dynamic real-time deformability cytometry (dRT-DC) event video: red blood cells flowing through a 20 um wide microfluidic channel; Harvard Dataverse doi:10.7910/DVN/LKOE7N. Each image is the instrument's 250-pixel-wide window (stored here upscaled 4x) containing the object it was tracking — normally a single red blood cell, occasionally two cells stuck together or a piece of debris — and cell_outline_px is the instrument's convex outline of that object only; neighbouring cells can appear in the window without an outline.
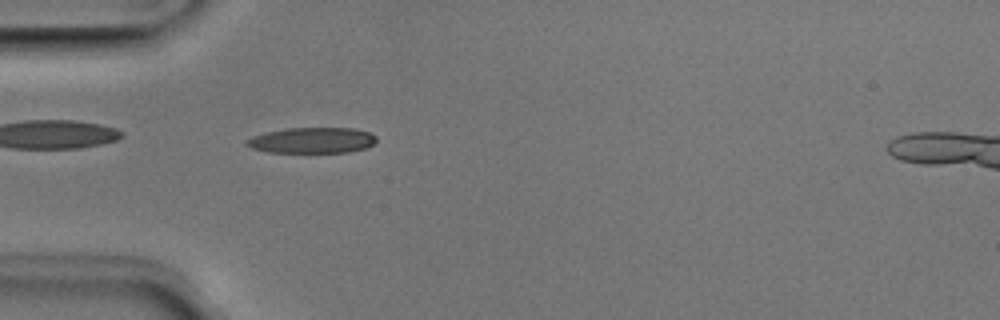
{"species": "Egyptian fruit bat (a non-hibernating species)", "species_latin": "Rousettus aegyptiacus", "temperature_condition": "room temperature", "stored_images_in_passage": 50, "camera_frame_rate_fps": 3000, "um_per_image_px": 0.085, "animal": {"sex": "male"}, "frame": {"image": 1, "passage_image": 15, "time_ms": 4.667, "image_size_px": [1000, 320], "cell_outline_px": [[376, 140], [372, 144], [364, 148], [348, 152], [268, 152], [252, 148], [244, 144], [244, 140], [252, 136], [268, 132], [288, 128], [356, 128], [368, 132], [376, 136]], "centroid_in_image_um": [26.5, 11.92], "position_along_channel_um": 58.5, "area_um2": 19.36}}
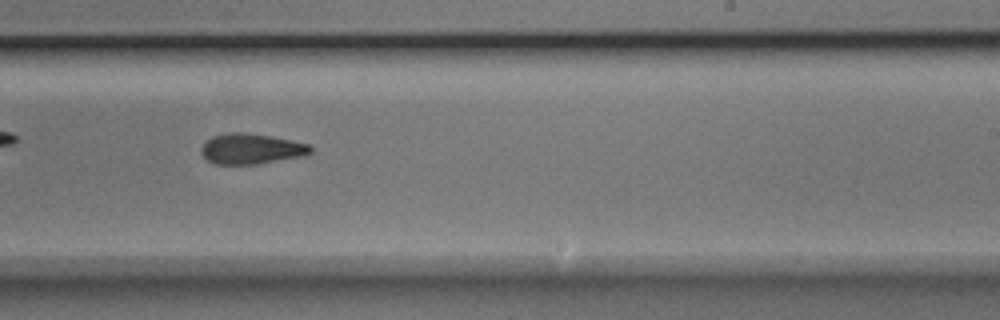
{"frame": {"image": 2, "passage_image": 31, "time_ms": 10.0, "image_size_px": [1000, 320], "cell_outline_px": [[312, 152], [304, 156], [256, 164], [212, 164], [200, 152], [200, 148], [212, 136], [228, 132], [240, 132], [272, 136], [292, 140], [308, 144], [312, 148]], "centroid_in_image_um": [21.35, 12.65], "position_along_channel_um": 267.6, "area_um2": 19.42}}
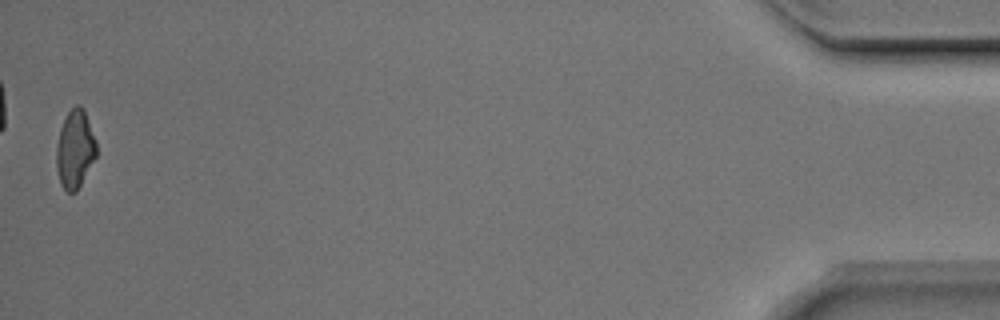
{"frame": {"image": 3, "passage_image": 50, "time_ms": 16.333, "image_size_px": [1000, 320], "cell_outline_px": [[96, 156], [76, 192], [68, 192], [60, 184], [56, 168], [56, 144], [60, 128], [68, 112], [76, 104], [80, 104], [84, 108], [96, 140]], "centroid_in_image_um": [6.36, 12.66], "position_along_channel_um": 428.8, "area_um2": 18.26}, "authors_computed_cell_mechanics": {"area_um2": 19.074, "velocity_mm_per_s": 3.9987, "shape_relaxation_time_tau1_ms": 9.3732, "shape_relaxation_time_tau2_ms": 5.3281, "deformation_change_tau1": 0.2043, "deformation_change_tau2": 0.155}}